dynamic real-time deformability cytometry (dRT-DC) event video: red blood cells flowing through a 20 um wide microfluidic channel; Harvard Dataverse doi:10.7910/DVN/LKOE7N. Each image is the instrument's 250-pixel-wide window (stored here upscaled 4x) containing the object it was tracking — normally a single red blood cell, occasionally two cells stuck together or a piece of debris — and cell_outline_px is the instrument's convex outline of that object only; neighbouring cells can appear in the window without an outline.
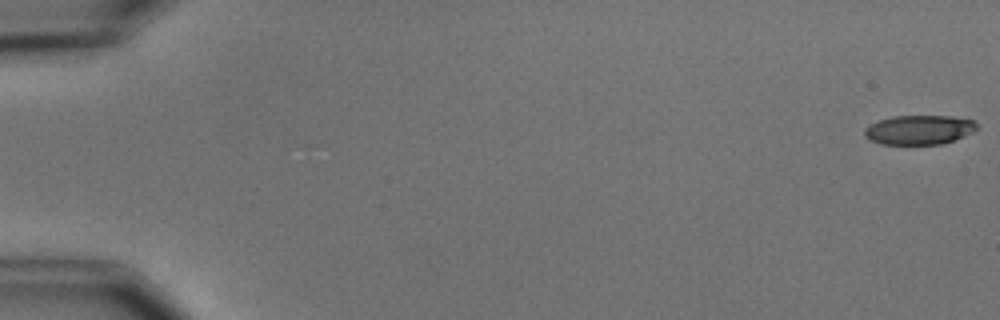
{"species": "common noctule bat (a hibernating species)", "species_latin": "Nyctalus noctula", "temperature_condition": "cold", "stored_images_in_passage": 7, "camera_frame_rate_fps": 3000, "um_per_image_px": 0.085, "animal": {"sex": "male", "body_mass_g": 15.6}, "frame": {"image": 1, "passage_image": 1, "time_ms": 0.0, "image_size_px": [1000, 320], "cell_outline_px": [[976, 128], [972, 132], [964, 136], [940, 144], [880, 144], [864, 136], [864, 128], [868, 124], [892, 116], [952, 116], [972, 120], [976, 124]], "centroid_in_image_um": [78.08, 11.03], "position_along_channel_um": 6.9, "area_um2": 19.07}}
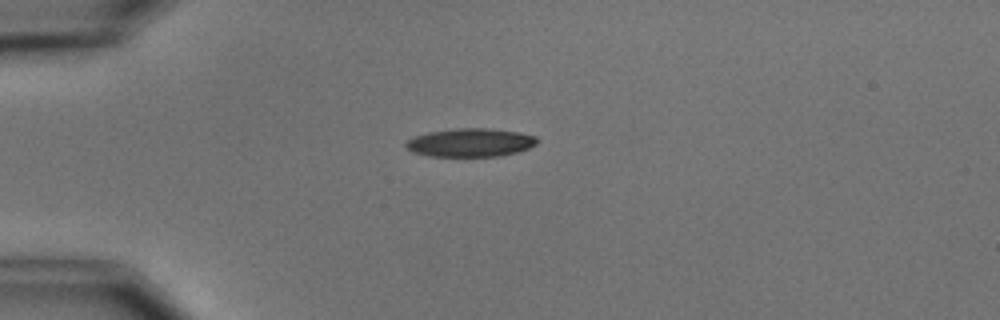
{"frame": {"image": 2, "passage_image": 5, "time_ms": 4.667, "image_size_px": [1000, 320], "cell_outline_px": [[540, 140], [536, 144], [528, 148], [516, 152], [500, 156], [428, 156], [412, 152], [404, 144], [412, 136], [428, 132], [456, 128], [488, 128], [520, 132], [536, 136]], "centroid_in_image_um": [39.98, 12.11], "position_along_channel_um": 45.0, "area_um2": 21.85}}